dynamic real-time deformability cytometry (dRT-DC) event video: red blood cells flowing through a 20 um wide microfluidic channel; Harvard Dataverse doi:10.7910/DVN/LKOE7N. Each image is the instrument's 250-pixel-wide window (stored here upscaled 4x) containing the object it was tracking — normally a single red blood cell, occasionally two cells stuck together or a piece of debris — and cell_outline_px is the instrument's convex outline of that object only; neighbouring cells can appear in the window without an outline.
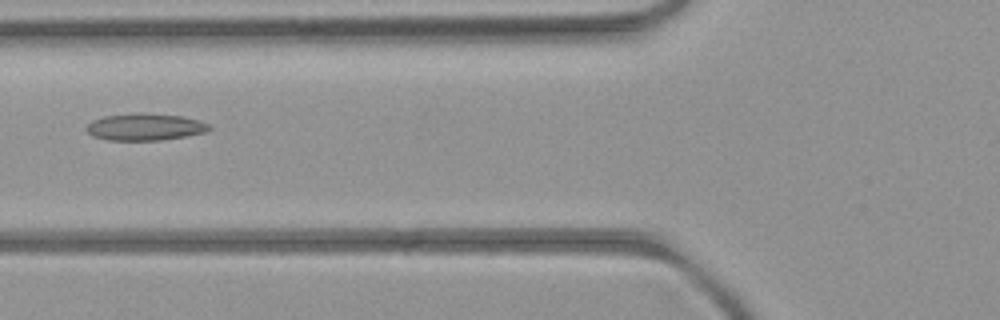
{"species": "common noctule bat (a hibernating species)", "species_latin": "Nyctalus noctula", "temperature_condition": "room temperature", "stored_images_in_passage": 4, "camera_frame_rate_fps": 3000, "um_per_image_px": 0.085, "animal": {"sex": "female", "body_mass_g": 21.9}, "frame": {"image": 1, "passage_image": 3, "time_ms": 2.333, "image_size_px": [1000, 320], "cell_outline_px": [[212, 128], [204, 132], [184, 136], [160, 140], [108, 140], [92, 136], [84, 128], [92, 120], [104, 116], [180, 116], [200, 120], [208, 124]], "centroid_in_image_um": [12.3, 10.84], "position_along_channel_um": 113.5, "area_um2": 18.15}}
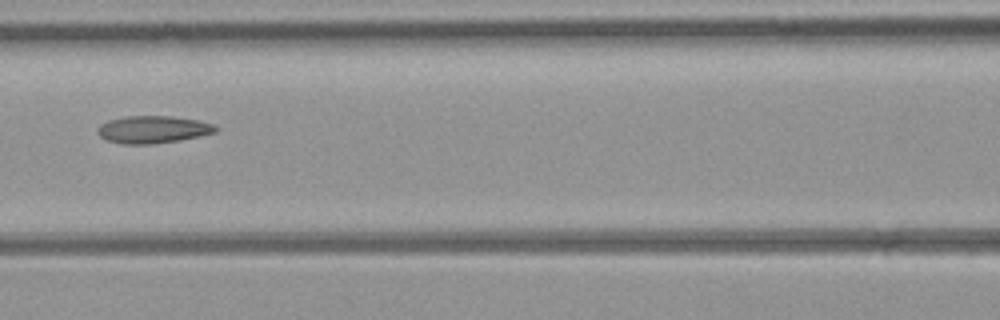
{"frame": {"image": 2, "passage_image": 4, "time_ms": 3.333, "image_size_px": [1000, 320], "cell_outline_px": [[220, 128], [216, 132], [200, 136], [180, 140], [152, 144], [124, 144], [108, 140], [100, 136], [96, 132], [96, 128], [100, 124], [108, 120], [124, 116], [172, 116], [196, 120], [216, 124]], "centroid_in_image_um": [13.01, 11.0], "position_along_channel_um": 153.6, "area_um2": 19.02}}